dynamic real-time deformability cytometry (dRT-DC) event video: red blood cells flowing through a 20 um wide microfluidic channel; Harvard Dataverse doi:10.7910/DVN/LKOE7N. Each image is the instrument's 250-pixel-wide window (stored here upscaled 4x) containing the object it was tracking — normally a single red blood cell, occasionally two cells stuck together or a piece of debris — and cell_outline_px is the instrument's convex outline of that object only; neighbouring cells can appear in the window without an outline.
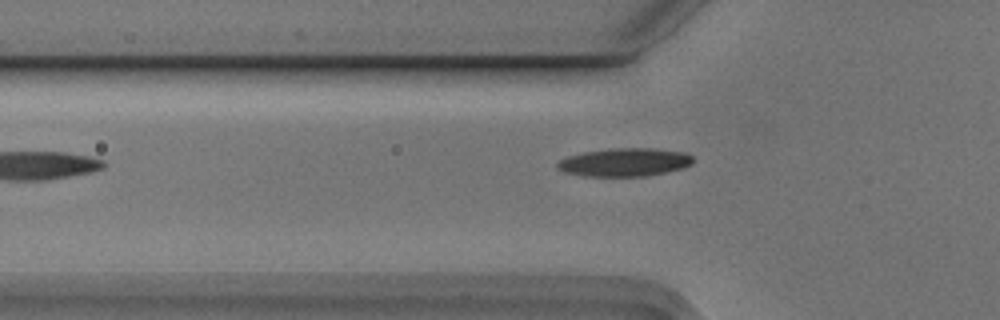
{"species": "Egyptian fruit bat (a non-hibernating species)", "species_latin": "Rousettus aegyptiacus", "temperature_condition": "cold", "stored_images_in_passage": 4, "camera_frame_rate_fps": 3000, "um_per_image_px": 0.085, "animal": {"sex": "male"}, "frame": {"image": 1, "passage_image": 4, "time_ms": 1.0, "image_size_px": [1000, 320], "cell_outline_px": [[692, 164], [684, 168], [648, 176], [584, 176], [564, 172], [556, 168], [556, 164], [560, 160], [568, 156], [584, 152], [612, 148], [656, 148], [684, 152], [692, 156]], "centroid_in_image_um": [53.1, 13.79], "position_along_channel_um": 72.7, "area_um2": 22.43}}